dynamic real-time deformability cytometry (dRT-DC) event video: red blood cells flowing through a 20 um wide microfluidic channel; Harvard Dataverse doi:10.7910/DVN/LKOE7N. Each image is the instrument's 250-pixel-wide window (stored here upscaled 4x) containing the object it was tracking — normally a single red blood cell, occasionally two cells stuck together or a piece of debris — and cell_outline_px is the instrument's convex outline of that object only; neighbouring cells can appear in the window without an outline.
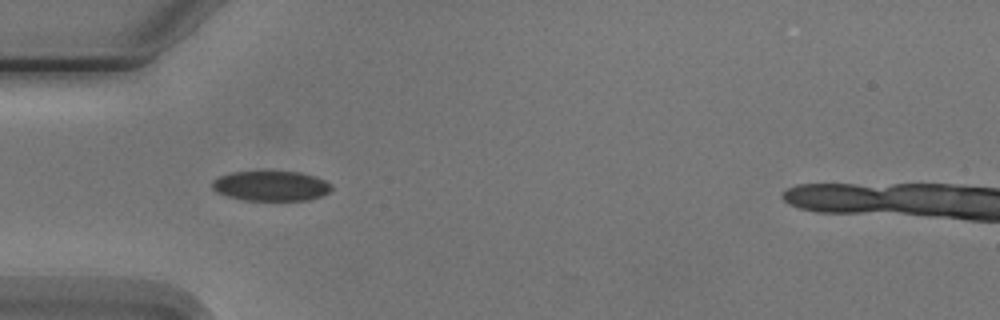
{"species": "Egyptian fruit bat (a non-hibernating species)", "species_latin": "Rousettus aegyptiacus", "temperature_condition": "cold", "stored_images_in_passage": 4, "camera_frame_rate_fps": 3000, "um_per_image_px": 0.085, "animal": {"sex": "male"}, "frame": {"image": 1, "passage_image": 1, "time_ms": 0.0, "image_size_px": [1000, 320], "cell_outline_px": [[332, 188], [328, 192], [320, 196], [308, 200], [244, 200], [228, 196], [216, 192], [212, 188], [212, 180], [220, 176], [232, 172], [264, 168], [300, 172], [316, 176], [332, 184]], "centroid_in_image_um": [23.01, 15.74], "position_along_channel_um": 62.0, "area_um2": 21.73}}
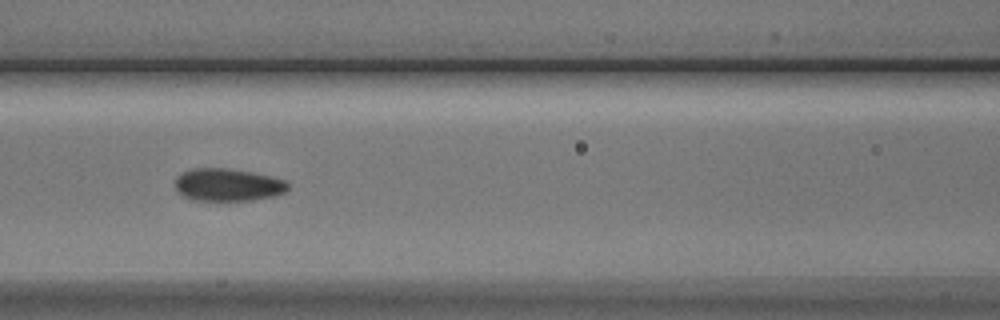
{"frame": {"image": 2, "passage_image": 3, "time_ms": 2.333, "image_size_px": [1000, 320], "cell_outline_px": [[288, 188], [284, 192], [276, 196], [252, 200], [192, 200], [176, 192], [176, 176], [192, 168], [228, 168], [252, 172], [272, 176], [288, 180]], "centroid_in_image_um": [19.38, 15.7], "position_along_channel_um": 147.2, "area_um2": 21.62}}
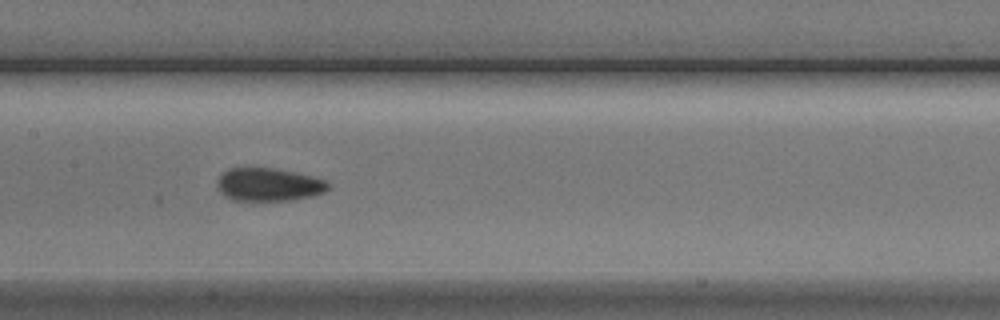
{"frame": {"image": 3, "passage_image": 4, "time_ms": 3.333, "image_size_px": [1000, 320], "cell_outline_px": [[332, 184], [324, 192], [312, 196], [292, 200], [232, 200], [224, 196], [216, 188], [216, 180], [228, 168], [276, 168], [312, 176], [328, 180]], "centroid_in_image_um": [22.84, 15.69], "position_along_channel_um": 184.6, "area_um2": 21.62}}